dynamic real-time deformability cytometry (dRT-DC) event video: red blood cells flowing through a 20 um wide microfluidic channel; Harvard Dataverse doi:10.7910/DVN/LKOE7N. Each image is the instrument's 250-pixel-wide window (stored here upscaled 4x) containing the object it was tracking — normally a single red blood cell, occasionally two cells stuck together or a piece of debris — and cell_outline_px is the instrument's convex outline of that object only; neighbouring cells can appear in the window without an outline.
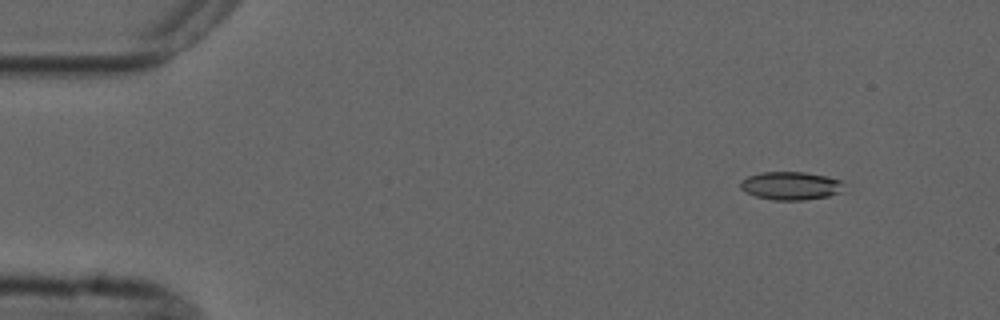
{"species": "common noctule bat (a hibernating species)", "species_latin": "Nyctalus noctula", "temperature_condition": "cold", "stored_images_in_passage": 5, "camera_frame_rate_fps": 3000, "um_per_image_px": 0.085, "animal": {"sex": "male", "forearm_length_mm": 52.5}, "frame": {"image": 1, "passage_image": 2, "time_ms": 1.333, "image_size_px": [1000, 320], "cell_outline_px": [[844, 184], [840, 192], [828, 196], [804, 200], [772, 200], [756, 196], [740, 188], [740, 180], [748, 176], [760, 172], [804, 172], [828, 176], [844, 180]], "centroid_in_image_um": [67.23, 15.78], "position_along_channel_um": 17.8, "area_um2": 17.11}}
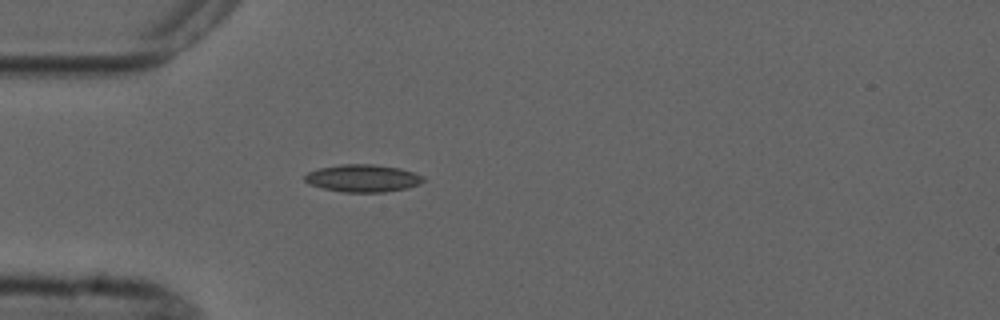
{"frame": {"image": 2, "passage_image": 5, "time_ms": 4.667, "image_size_px": [1000, 320], "cell_outline_px": [[424, 180], [420, 184], [408, 188], [384, 192], [344, 192], [324, 188], [308, 184], [304, 180], [304, 176], [308, 172], [320, 168], [340, 164], [376, 164], [400, 168], [424, 176]], "centroid_in_image_um": [30.85, 15.14], "position_along_channel_um": 54.2, "area_um2": 19.02}}